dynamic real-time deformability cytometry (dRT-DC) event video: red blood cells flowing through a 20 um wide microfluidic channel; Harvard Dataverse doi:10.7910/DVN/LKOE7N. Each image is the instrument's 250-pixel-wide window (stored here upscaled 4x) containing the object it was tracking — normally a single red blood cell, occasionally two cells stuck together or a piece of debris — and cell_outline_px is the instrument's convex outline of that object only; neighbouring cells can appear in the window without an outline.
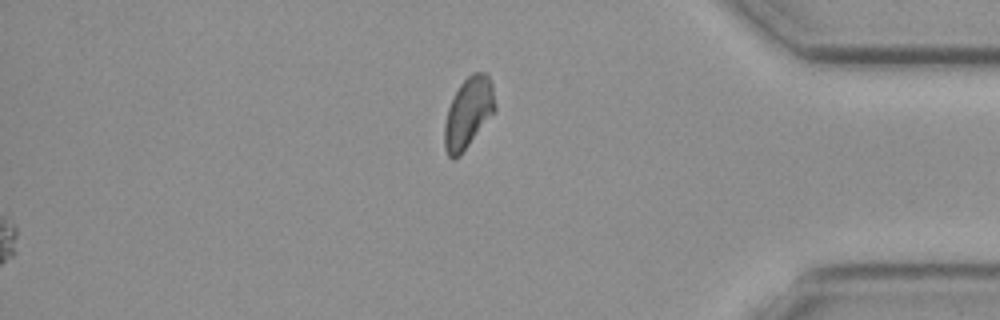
{"species": "common noctule bat (a hibernating species)", "species_latin": "Nyctalus noctula", "temperature_condition": "cold", "stored_images_in_passage": 48, "segment_of_instrument_passage": [2, 2], "camera_frame_rate_fps": 3000, "um_per_image_px": 0.085, "animal": {"sex": "female", "body_mass_g": 19.3, "forearm_length_mm": 54.1}, "frame": {"image": 1, "passage_image": 48, "time_ms": 15.667, "image_size_px": [1000, 320], "cell_outline_px": [[496, 108], [460, 156], [452, 160], [448, 156], [444, 148], [444, 124], [448, 108], [460, 84], [472, 72], [488, 72], [492, 84], [496, 104]], "centroid_in_image_um": [39.8, 9.57], "position_along_channel_um": 395.4, "area_um2": 20.69}}